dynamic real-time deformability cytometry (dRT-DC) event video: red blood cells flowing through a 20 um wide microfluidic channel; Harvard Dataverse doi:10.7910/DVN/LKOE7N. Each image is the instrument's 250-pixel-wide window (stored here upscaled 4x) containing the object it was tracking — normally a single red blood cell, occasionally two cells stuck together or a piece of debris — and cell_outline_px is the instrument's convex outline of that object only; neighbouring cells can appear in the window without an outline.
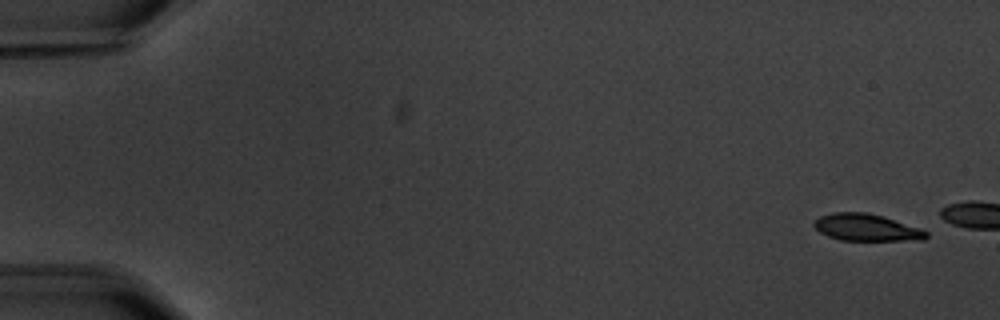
{"species": "common noctule bat (a hibernating species)", "species_latin": "Nyctalus noctula", "temperature_condition": "warm", "stored_images_in_passage": 4, "camera_frame_rate_fps": 3000, "um_per_image_px": 0.085, "animal": {"sex": "male", "body_mass_g": 20.1, "forearm_length_mm": 53.5}, "frame": {"image": 1, "passage_image": 1, "time_ms": 0.0, "image_size_px": [1000, 320], "cell_outline_px": [[928, 236], [924, 240], [840, 240], [828, 236], [820, 232], [812, 224], [820, 216], [832, 212], [868, 212], [884, 216], [920, 228], [928, 232]], "centroid_in_image_um": [73.66, 19.33], "position_along_channel_um": 11.3, "area_um2": 17.69}}